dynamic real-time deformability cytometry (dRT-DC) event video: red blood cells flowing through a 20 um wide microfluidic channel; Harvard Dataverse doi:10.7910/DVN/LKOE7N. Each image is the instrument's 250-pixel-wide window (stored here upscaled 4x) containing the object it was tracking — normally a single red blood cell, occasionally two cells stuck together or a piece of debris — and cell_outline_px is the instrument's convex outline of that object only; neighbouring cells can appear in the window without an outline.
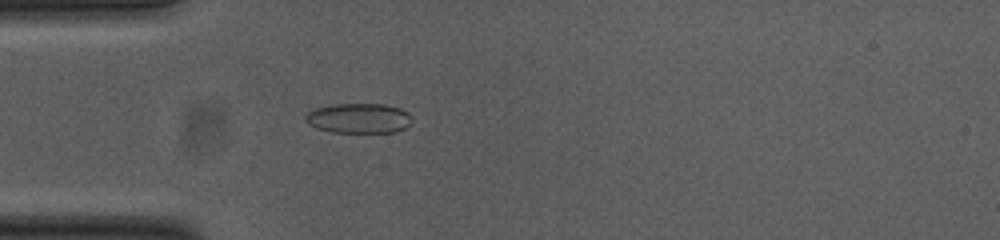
{"species": "common noctule bat (a hibernating species)", "species_latin": "Nyctalus noctula", "temperature_condition": "cold", "stored_images_in_passage": 53, "camera_frame_rate_fps": 3000, "um_per_image_px": 0.085, "animal": {"sex": "female", "body_mass_g": 23.0, "forearm_length_mm": 53.4}, "frame": {"image": 1, "passage_image": 15, "time_ms": 4.667, "image_size_px": [1000, 240], "cell_outline_px": [[412, 120], [404, 128], [396, 132], [332, 132], [316, 128], [308, 124], [304, 120], [304, 116], [308, 112], [316, 108], [336, 104], [384, 104], [400, 108], [408, 112], [412, 116]], "centroid_in_image_um": [30.49, 10.05], "position_along_channel_um": 54.5, "area_um2": 18.61}}
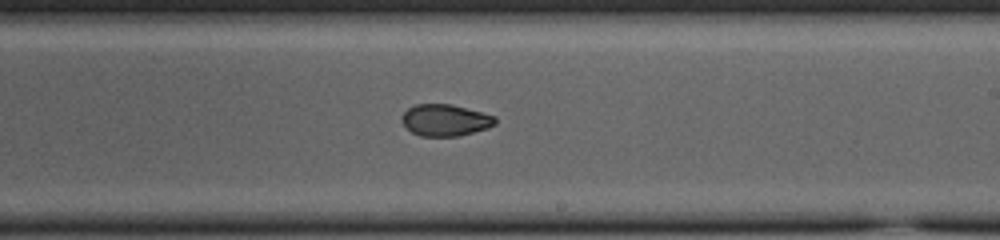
{"frame": {"image": 2, "passage_image": 31, "time_ms": 10.0, "image_size_px": [1000, 240], "cell_outline_px": [[496, 124], [488, 128], [456, 136], [420, 136], [412, 132], [400, 120], [400, 116], [408, 108], [416, 104], [452, 104], [496, 116]], "centroid_in_image_um": [37.83, 10.2], "position_along_channel_um": 251.2, "area_um2": 17.22}}
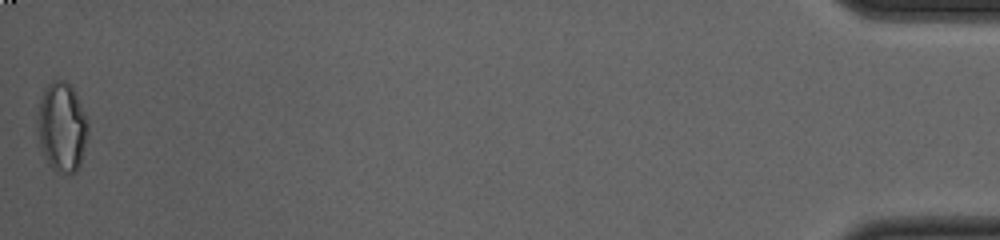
{"frame": {"image": 3, "passage_image": 53, "time_ms": 17.333, "image_size_px": [1000, 240], "cell_outline_px": [[88, 136], [80, 164], [76, 172], [68, 176], [64, 176], [56, 172], [48, 164], [40, 152], [36, 120], [40, 96], [44, 88], [52, 80], [64, 80], [72, 88], [88, 120]], "centroid_in_image_um": [5.23, 10.86], "position_along_channel_um": 430.0, "area_um2": 27.05}, "authors_computed_cell_mechanics": {"area_um2": 18.7272, "velocity_mm_per_s": 3.7931, "shape_relaxation_time_tau1_ms": 9.5824, "shape_relaxation_time_tau2_ms": 3.96, "deformation_change_tau1": 0.1611, "deformation_change_tau2": 0.0743}}